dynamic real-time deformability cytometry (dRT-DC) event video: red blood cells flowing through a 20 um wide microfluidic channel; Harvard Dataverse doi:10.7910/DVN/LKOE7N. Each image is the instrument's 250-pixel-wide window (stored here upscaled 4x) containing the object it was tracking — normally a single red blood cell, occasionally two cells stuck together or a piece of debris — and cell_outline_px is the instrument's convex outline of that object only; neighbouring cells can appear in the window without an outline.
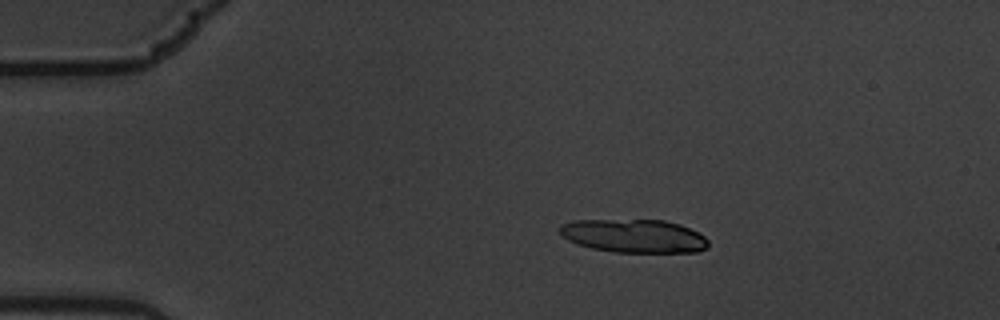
{"species": "common noctule bat (a hibernating species)", "species_latin": "Nyctalus noctula", "temperature_condition": "warm", "stored_images_in_passage": 5, "camera_frame_rate_fps": 3000, "um_per_image_px": 0.085, "animal": {"sex": "male", "body_mass_g": 19.5, "forearm_length_mm": 54.6}, "frame": {"image": 1, "passage_image": 3, "time_ms": 0.667, "image_size_px": [1000, 320], "cell_outline_px": [[708, 248], [696, 252], [616, 252], [592, 248], [568, 240], [560, 232], [560, 224], [576, 220], [664, 220], [680, 224], [700, 232], [708, 240]], "centroid_in_image_um": [53.94, 20.05], "position_along_channel_um": 31.1, "area_um2": 28.84}}